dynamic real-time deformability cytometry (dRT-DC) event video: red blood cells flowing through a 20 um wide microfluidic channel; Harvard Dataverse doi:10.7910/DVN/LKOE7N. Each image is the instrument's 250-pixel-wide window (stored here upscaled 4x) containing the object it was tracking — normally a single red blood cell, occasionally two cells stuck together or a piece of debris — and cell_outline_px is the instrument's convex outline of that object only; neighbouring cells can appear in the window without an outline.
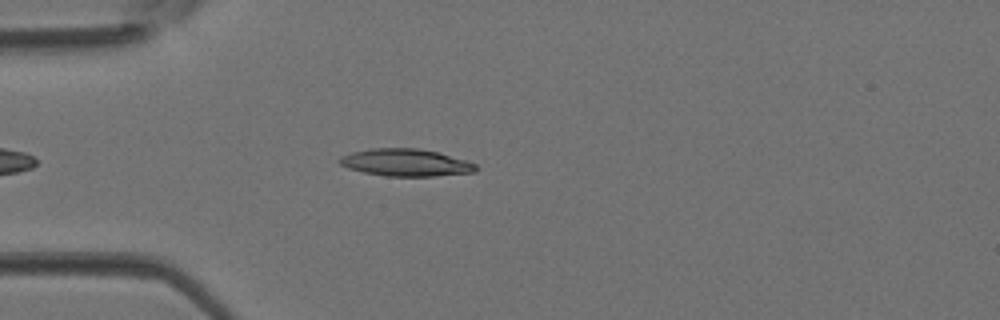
{"species": "Egyptian fruit bat (a non-hibernating species)", "species_latin": "Rousettus aegyptiacus", "temperature_condition": "room temperature", "stored_images_in_passage": 1, "camera_frame_rate_fps": 3000, "um_per_image_px": 0.085, "animal": {"sex": "female"}, "frame": {"image": 1, "passage_image": 1, "time_ms": 0.0, "image_size_px": [1000, 320], "cell_outline_px": [[480, 168], [476, 172], [436, 176], [384, 176], [364, 172], [348, 168], [340, 164], [336, 160], [340, 156], [352, 152], [372, 148], [420, 148], [440, 152], [468, 160], [476, 164]], "centroid_in_image_um": [34.54, 13.81], "position_along_channel_um": 50.5, "area_um2": 22.08}}